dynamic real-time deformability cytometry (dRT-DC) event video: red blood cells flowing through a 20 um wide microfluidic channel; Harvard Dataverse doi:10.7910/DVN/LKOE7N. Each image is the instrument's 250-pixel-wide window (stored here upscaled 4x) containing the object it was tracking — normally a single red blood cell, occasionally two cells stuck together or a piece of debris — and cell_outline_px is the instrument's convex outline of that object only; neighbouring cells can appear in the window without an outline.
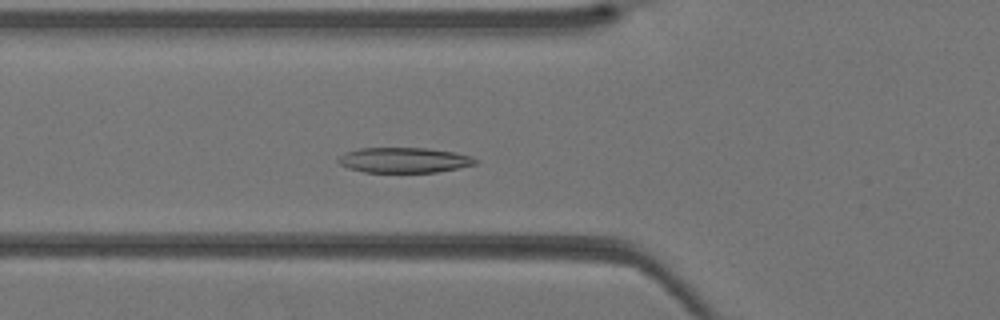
{"species": "Egyptian fruit bat (a non-hibernating species)", "species_latin": "Rousettus aegyptiacus", "temperature_condition": "warm", "stored_images_in_passage": 33, "camera_frame_rate_fps": 3000, "um_per_image_px": 0.085, "animal": {"sex": "female"}, "frame": {"image": 1, "passage_image": 13, "time_ms": 4.0, "image_size_px": [1000, 320], "cell_outline_px": [[480, 160], [476, 164], [436, 172], [364, 172], [348, 168], [340, 164], [336, 160], [340, 156], [348, 152], [360, 148], [428, 148], [456, 152], [472, 156]], "centroid_in_image_um": [34.38, 13.6], "position_along_channel_um": 91.4, "area_um2": 20.17}}
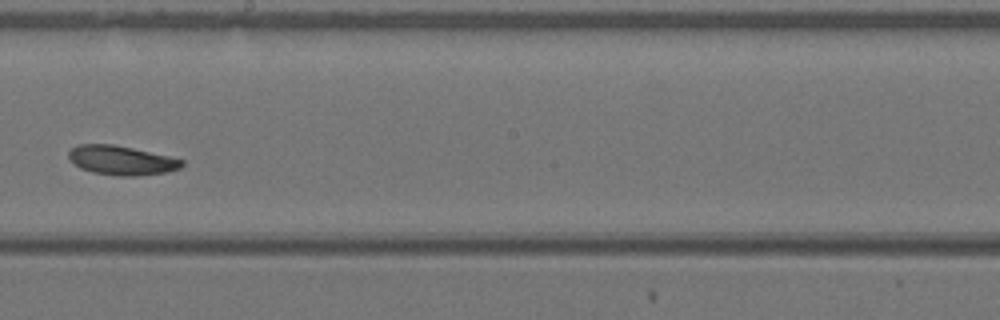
{"frame": {"image": 2, "passage_image": 22, "time_ms": 7.0, "image_size_px": [1000, 320], "cell_outline_px": [[184, 164], [180, 168], [164, 172], [136, 176], [116, 176], [92, 172], [80, 168], [72, 164], [68, 156], [68, 152], [76, 144], [112, 144], [132, 148], [168, 156], [184, 160]], "centroid_in_image_um": [10.27, 13.63], "position_along_channel_um": 237.9, "area_um2": 19.31}}
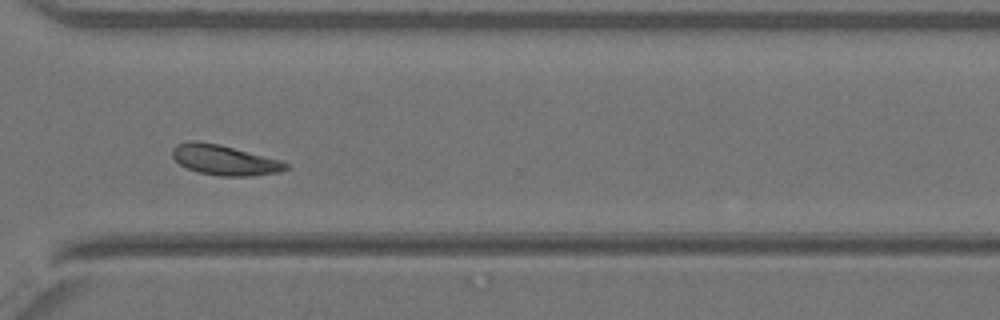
{"frame": {"image": 3, "passage_image": 29, "time_ms": 9.333, "image_size_px": [1000, 320], "cell_outline_px": [[288, 168], [280, 172], [252, 176], [216, 176], [196, 172], [180, 164], [172, 156], [172, 148], [176, 144], [192, 140], [196, 140], [220, 144], [280, 160], [288, 164]], "centroid_in_image_um": [19.05, 13.6], "position_along_channel_um": 351.5, "area_um2": 20.06}}